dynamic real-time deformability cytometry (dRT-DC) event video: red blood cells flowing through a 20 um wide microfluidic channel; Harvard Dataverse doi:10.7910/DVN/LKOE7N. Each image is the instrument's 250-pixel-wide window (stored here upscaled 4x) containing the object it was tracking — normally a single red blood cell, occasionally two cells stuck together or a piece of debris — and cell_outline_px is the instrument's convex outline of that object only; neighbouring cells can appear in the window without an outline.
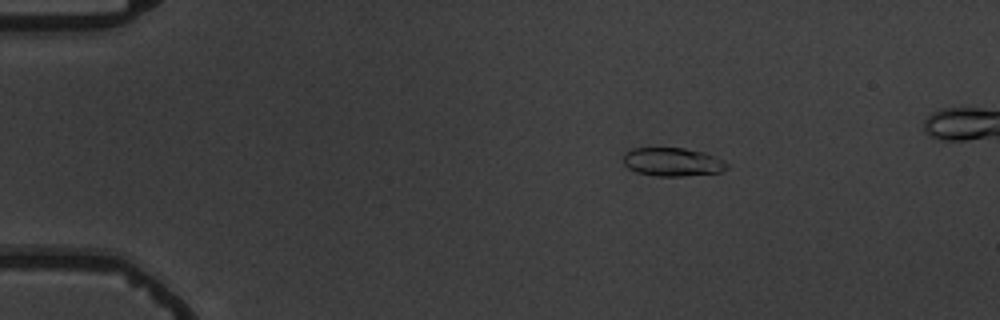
{"species": "common noctule bat (a hibernating species)", "species_latin": "Nyctalus noctula", "temperature_condition": "warm", "stored_images_in_passage": 5, "camera_frame_rate_fps": 3000, "um_per_image_px": 0.085, "animal": {"sex": "male", "body_mass_g": 19.5, "forearm_length_mm": 54.6}, "frame": {"image": 1, "passage_image": 2, "time_ms": 2.0, "image_size_px": [1000, 320], "cell_outline_px": [[728, 168], [720, 172], [684, 176], [656, 176], [636, 172], [628, 168], [624, 164], [624, 152], [632, 148], [684, 148], [704, 152], [724, 160], [728, 164]], "centroid_in_image_um": [57.16, 13.76], "position_along_channel_um": 27.8, "area_um2": 17.28}}